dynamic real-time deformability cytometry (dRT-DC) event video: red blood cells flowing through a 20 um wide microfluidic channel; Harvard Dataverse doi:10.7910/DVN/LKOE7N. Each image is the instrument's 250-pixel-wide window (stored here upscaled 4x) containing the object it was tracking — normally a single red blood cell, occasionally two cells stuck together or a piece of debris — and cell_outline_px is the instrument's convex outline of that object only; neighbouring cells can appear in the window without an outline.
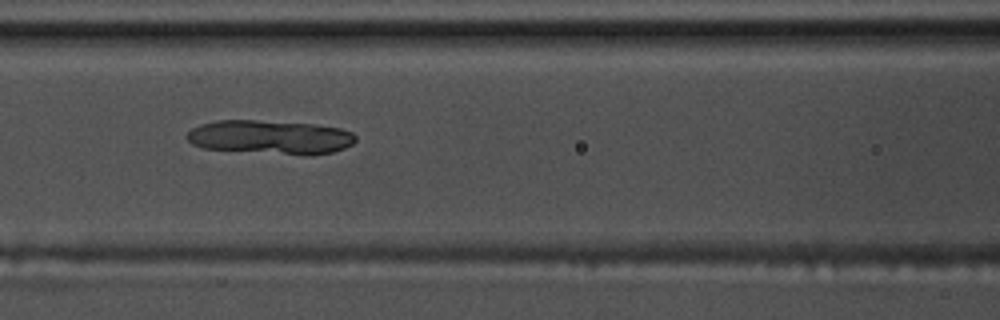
{"species": "common noctule bat (a hibernating species)", "species_latin": "Nyctalus noctula", "temperature_condition": "warm", "stored_images_in_passage": 5, "camera_frame_rate_fps": 3000, "um_per_image_px": 0.085, "animal": {"sex": "male", "body_mass_g": 17.5, "forearm_length_mm": 52.3}, "frame": {"image": 1, "passage_image": 4, "time_ms": 1.0, "image_size_px": [1000, 320], "cell_outline_px": [[356, 140], [352, 144], [344, 148], [332, 152], [312, 156], [304, 156], [204, 148], [192, 144], [184, 136], [192, 128], [200, 124], [216, 120], [256, 120], [312, 124], [340, 128], [352, 132], [356, 136]], "centroid_in_image_um": [22.98, 11.67], "position_along_channel_um": 143.6, "area_um2": 33.7}}